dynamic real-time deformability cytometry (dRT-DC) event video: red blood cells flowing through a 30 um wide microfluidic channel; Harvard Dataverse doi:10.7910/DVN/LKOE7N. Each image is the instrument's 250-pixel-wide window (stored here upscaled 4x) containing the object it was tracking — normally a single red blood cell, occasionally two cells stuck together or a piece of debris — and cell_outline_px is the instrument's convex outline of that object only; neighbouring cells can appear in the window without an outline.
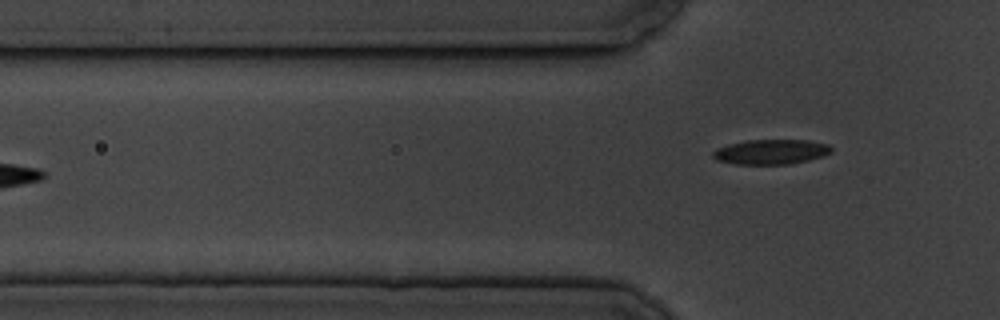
{"species": "common noctule bat (a hibernating species)", "species_latin": "Nyctalus noctula", "temperature_condition": "cold", "stored_images_in_passage": 6, "camera_frame_rate_fps": 3000, "um_per_image_px": 0.085, "animal": {"sex": "male", "body_mass_g": 19.5, "forearm_length_mm": 54.6}, "frame": {"image": 1, "passage_image": 6, "time_ms": 5.667, "image_size_px": [1000, 320], "cell_outline_px": [[832, 152], [824, 156], [792, 164], [736, 164], [716, 160], [712, 156], [712, 152], [728, 144], [748, 140], [804, 140], [828, 144], [832, 148]], "centroid_in_image_um": [65.56, 12.91], "position_along_channel_um": 60.2, "area_um2": 17.11}}